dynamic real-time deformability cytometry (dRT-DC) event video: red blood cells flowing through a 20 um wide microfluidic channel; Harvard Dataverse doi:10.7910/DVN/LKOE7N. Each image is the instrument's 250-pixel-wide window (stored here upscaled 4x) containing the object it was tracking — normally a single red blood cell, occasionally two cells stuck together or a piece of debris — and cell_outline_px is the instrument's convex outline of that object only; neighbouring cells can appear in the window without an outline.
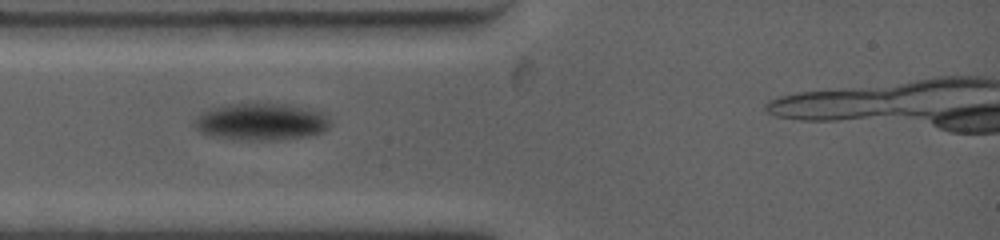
{"species": "common noctule bat (a hibernating species)", "species_latin": "Nyctalus noctula", "temperature_condition": "warm", "stored_images_in_passage": 12, "camera_frame_rate_fps": 4500, "um_per_image_px": 0.085, "animal": {"sex": "female", "body_mass_g": 19.0, "forearm_length_mm": 53.3}, "frame": {"image": 1, "passage_image": 1, "time_ms": 0.0, "image_size_px": [1000, 240], "cell_outline_px": [[332, 124], [324, 132], [308, 136], [280, 140], [252, 140], [208, 136], [200, 132], [196, 128], [192, 120], [200, 112], [224, 104], [292, 104], [324, 112], [328, 116]], "centroid_in_image_um": [22.22, 10.35], "position_along_channel_um": 62.8, "area_um2": 29.82}}
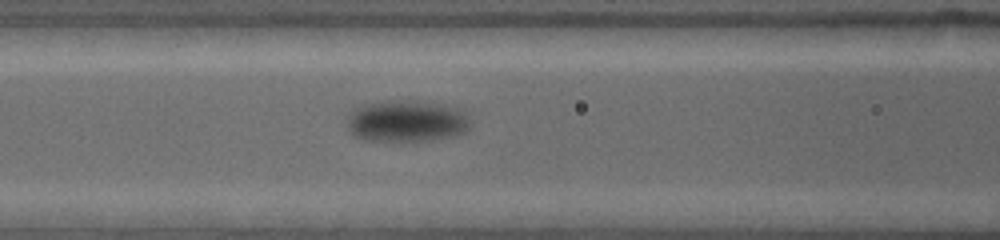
{"frame": {"image": 2, "passage_image": 7, "time_ms": 2.0, "image_size_px": [1000, 240], "cell_outline_px": [[468, 128], [464, 132], [452, 136], [424, 140], [364, 140], [352, 136], [348, 132], [348, 116], [352, 108], [384, 100], [404, 100], [436, 104], [460, 108], [464, 112], [468, 120]], "centroid_in_image_um": [34.48, 10.29], "position_along_channel_um": 132.1, "area_um2": 29.59}}
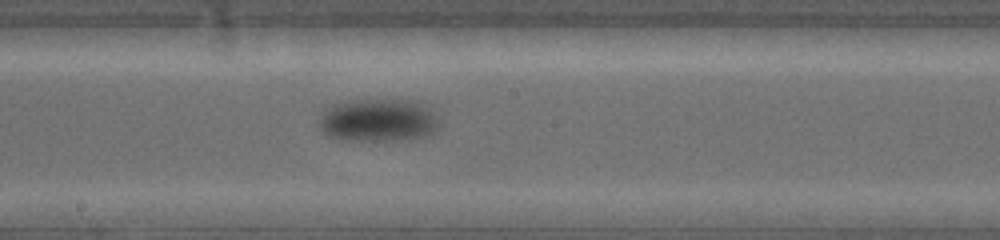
{"frame": {"image": 3, "passage_image": 11, "time_ms": 4.444, "image_size_px": [1000, 240], "cell_outline_px": [[440, 124], [436, 132], [424, 136], [408, 140], [348, 140], [328, 136], [316, 124], [324, 108], [332, 104], [348, 100], [416, 100], [428, 104], [436, 116]], "centroid_in_image_um": [32.16, 10.21], "position_along_channel_um": 216.0, "area_um2": 30.75}}